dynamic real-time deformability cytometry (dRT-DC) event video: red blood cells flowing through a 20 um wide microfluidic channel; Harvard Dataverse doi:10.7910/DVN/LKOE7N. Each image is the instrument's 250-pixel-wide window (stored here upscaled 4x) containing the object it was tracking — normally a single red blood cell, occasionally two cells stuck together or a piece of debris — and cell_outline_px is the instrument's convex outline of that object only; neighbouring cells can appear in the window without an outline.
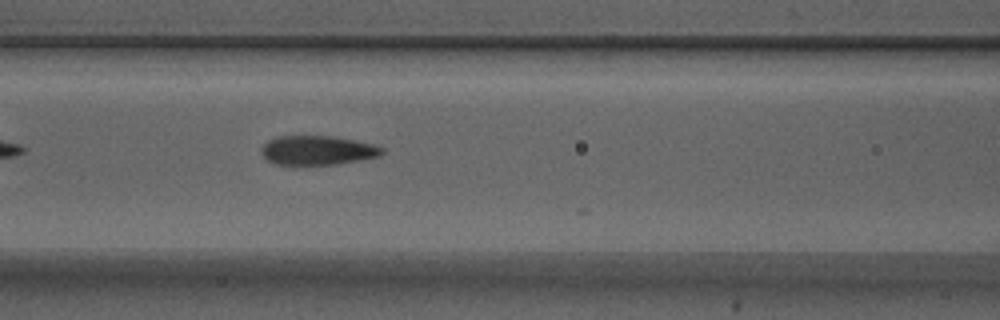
{"species": "Egyptian fruit bat (a non-hibernating species)", "species_latin": "Rousettus aegyptiacus", "temperature_condition": "warm", "stored_images_in_passage": 14, "camera_frame_rate_fps": 3000, "um_per_image_px": 0.085, "animal": {"sex": "male"}, "frame": {"image": 1, "passage_image": 8, "time_ms": 2.333, "image_size_px": [1000, 320], "cell_outline_px": [[384, 152], [380, 156], [336, 164], [276, 164], [268, 160], [260, 152], [260, 148], [268, 140], [280, 136], [332, 136], [376, 144], [384, 148]], "centroid_in_image_um": [27.01, 12.76], "position_along_channel_um": 139.6, "area_um2": 20.46}}
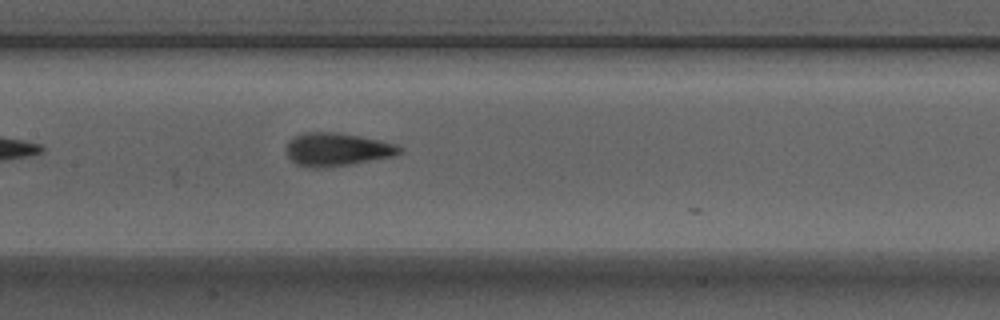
{"frame": {"image": 2, "passage_image": 11, "time_ms": 3.333, "image_size_px": [1000, 320], "cell_outline_px": [[404, 152], [392, 156], [352, 164], [324, 168], [304, 168], [296, 164], [288, 156], [284, 148], [288, 140], [292, 136], [304, 132], [336, 132], [380, 140], [396, 144], [404, 148]], "centroid_in_image_um": [28.6, 12.71], "position_along_channel_um": 178.8, "area_um2": 22.31}}